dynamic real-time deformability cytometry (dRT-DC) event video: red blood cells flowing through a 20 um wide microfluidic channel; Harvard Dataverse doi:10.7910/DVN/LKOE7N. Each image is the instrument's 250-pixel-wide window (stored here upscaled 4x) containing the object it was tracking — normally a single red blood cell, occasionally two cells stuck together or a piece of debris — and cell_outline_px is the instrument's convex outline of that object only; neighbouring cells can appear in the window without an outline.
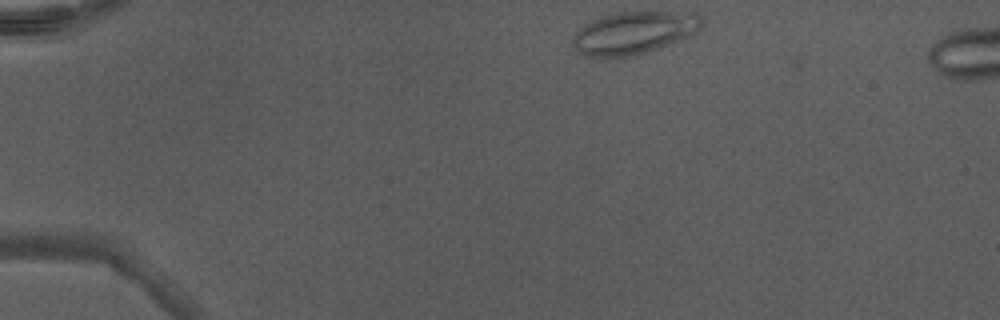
{"species": "Egyptian fruit bat (a non-hibernating species)", "species_latin": "Rousettus aegyptiacus", "temperature_condition": "warm", "stored_images_in_passage": 40, "camera_frame_rate_fps": 3000, "um_per_image_px": 0.085, "animal": {"sex": "male"}, "frame": {"image": 1, "passage_image": 1, "time_ms": 0.0, "image_size_px": [1000, 320], "cell_outline_px": [[704, 24], [696, 32], [688, 36], [644, 52], [632, 56], [604, 60], [600, 60], [584, 56], [572, 44], [572, 36], [584, 24], [592, 20], [604, 16], [620, 12], [696, 12], [700, 16]], "centroid_in_image_um": [53.82, 2.81], "position_along_channel_um": 31.2, "area_um2": 32.14}}
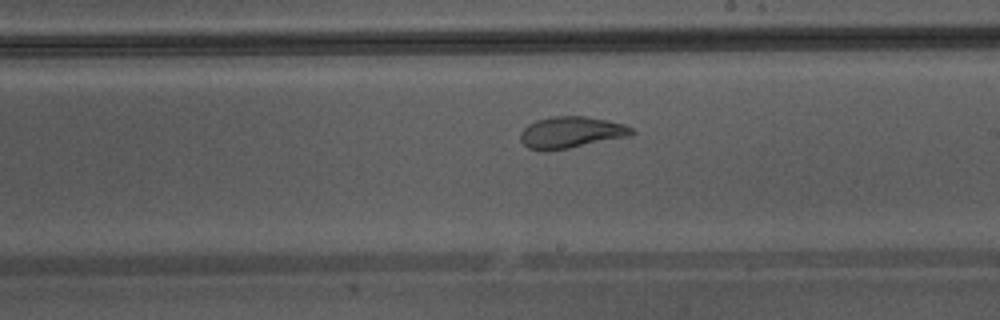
{"frame": {"image": 2, "passage_image": 21, "time_ms": 6.667, "image_size_px": [1000, 320], "cell_outline_px": [[636, 132], [632, 136], [568, 148], [544, 152], [528, 148], [520, 140], [520, 132], [528, 124], [536, 120], [552, 116], [584, 116], [624, 124], [632, 128]], "centroid_in_image_um": [48.53, 11.26], "position_along_channel_um": 240.5, "area_um2": 20.58}}
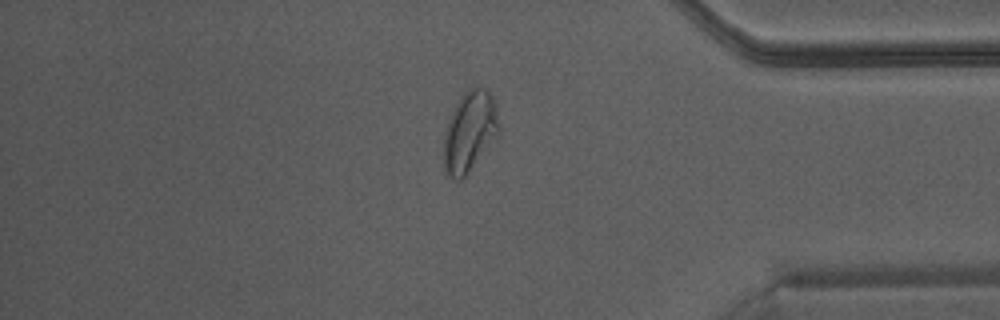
{"frame": {"image": 3, "passage_image": 33, "time_ms": 10.667, "image_size_px": [1000, 320], "cell_outline_px": [[504, 128], [464, 176], [460, 180], [452, 180], [444, 172], [444, 132], [448, 120], [460, 96], [472, 84], [484, 88], [492, 96], [496, 104]], "centroid_in_image_um": [39.96, 11.13], "position_along_channel_um": 395.2, "area_um2": 26.47}, "authors_computed_cell_mechanics": {"area_um2": 23.8136, "velocity_mm_per_s": 4.3339, "shape_relaxation_time_tau1_ms": null, "shape_relaxation_time_tau2_ms": 1.0297, "deformation_change_tau1": null, "deformation_change_tau2": 0.0812}}